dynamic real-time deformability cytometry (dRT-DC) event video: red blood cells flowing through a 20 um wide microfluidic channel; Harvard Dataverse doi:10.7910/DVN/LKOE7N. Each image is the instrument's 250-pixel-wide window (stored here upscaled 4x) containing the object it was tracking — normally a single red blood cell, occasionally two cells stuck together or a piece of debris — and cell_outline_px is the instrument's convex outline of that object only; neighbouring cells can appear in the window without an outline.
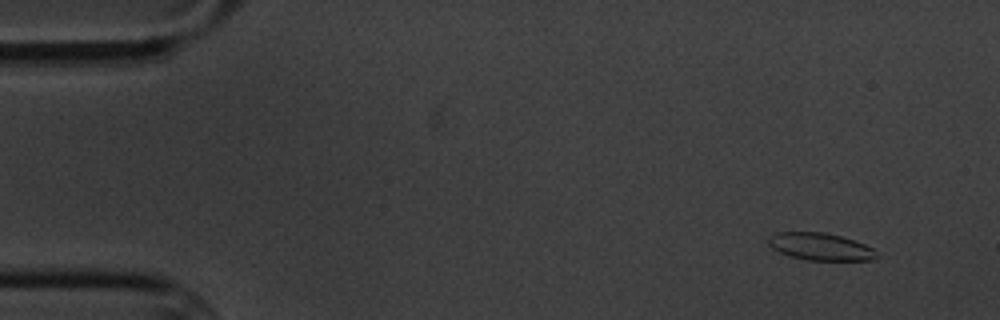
{"species": "common noctule bat (a hibernating species)", "species_latin": "Nyctalus noctula", "temperature_condition": "cold", "stored_images_in_passage": 5, "camera_frame_rate_fps": 3000, "um_per_image_px": 0.085, "animal": {"sex": "male", "body_mass_g": 20.1, "forearm_length_mm": 53.5}, "frame": {"image": 1, "passage_image": 2, "time_ms": 1.0, "image_size_px": [1000, 320], "cell_outline_px": [[880, 256], [876, 260], [808, 260], [788, 256], [772, 248], [768, 244], [768, 236], [776, 232], [824, 232], [840, 236], [864, 244], [872, 248]], "centroid_in_image_um": [69.72, 20.97], "position_along_channel_um": 15.3, "area_um2": 17.28}}
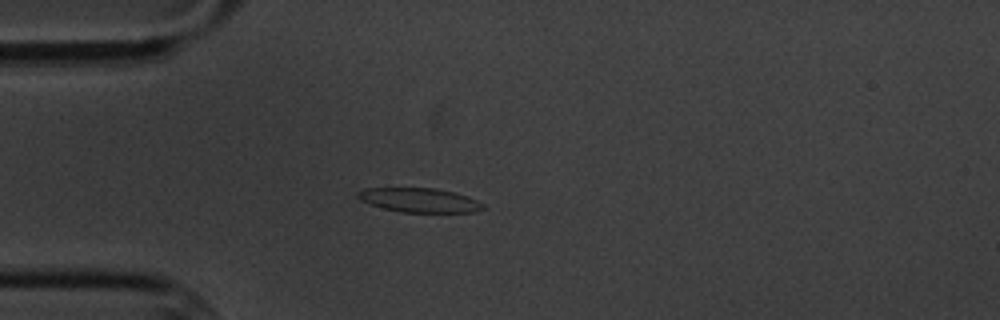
{"frame": {"image": 2, "passage_image": 5, "time_ms": 4.667, "image_size_px": [1000, 320], "cell_outline_px": [[484, 208], [476, 212], [400, 212], [368, 204], [360, 200], [356, 196], [356, 192], [364, 188], [432, 188], [452, 192], [468, 196], [484, 204]], "centroid_in_image_um": [35.61, 17.01], "position_along_channel_um": 49.4, "area_um2": 17.69}}